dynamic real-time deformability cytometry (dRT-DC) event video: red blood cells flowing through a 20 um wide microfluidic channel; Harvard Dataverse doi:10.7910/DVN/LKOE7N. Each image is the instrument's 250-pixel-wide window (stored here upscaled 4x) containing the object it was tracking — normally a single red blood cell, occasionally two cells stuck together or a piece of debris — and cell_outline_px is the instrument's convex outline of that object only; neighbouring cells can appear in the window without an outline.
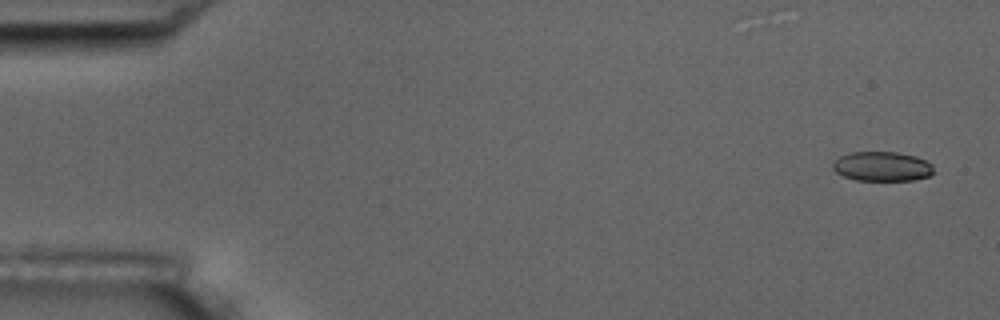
{"species": "common noctule bat (a hibernating species)", "species_latin": "Nyctalus noctula", "temperature_condition": "room temperature", "stored_images_in_passage": 6, "camera_frame_rate_fps": 3000, "um_per_image_px": 0.085, "animal": {"sex": "male", "body_mass_g": 17.5, "forearm_length_mm": 52.3}, "frame": {"image": 1, "passage_image": 1, "time_ms": 0.0, "image_size_px": [1000, 320], "cell_outline_px": [[936, 172], [932, 176], [912, 180], [856, 180], [844, 176], [836, 172], [832, 168], [832, 164], [840, 156], [852, 152], [896, 152], [916, 156], [932, 164]], "centroid_in_image_um": [75.02, 14.15], "position_along_channel_um": 10.0, "area_um2": 17.46}}
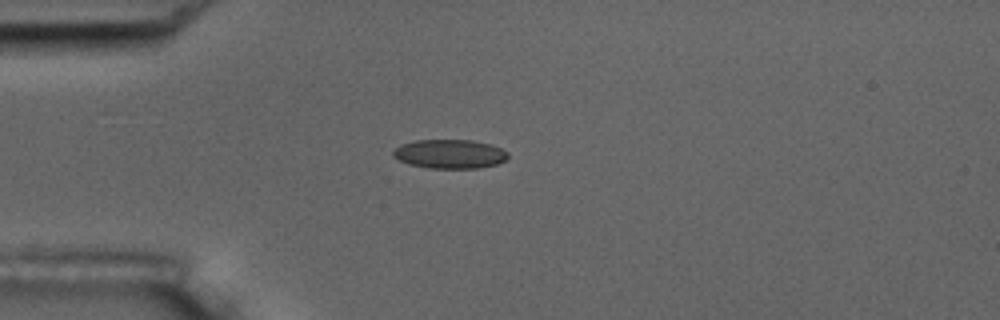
{"frame": {"image": 2, "passage_image": 4, "time_ms": 4.333, "image_size_px": [1000, 320], "cell_outline_px": [[508, 156], [504, 160], [496, 164], [480, 168], [432, 168], [408, 164], [392, 156], [392, 152], [400, 144], [416, 140], [472, 140], [488, 144], [500, 148], [508, 152]], "centroid_in_image_um": [38.2, 13.08], "position_along_channel_um": 46.8, "area_um2": 19.31}}
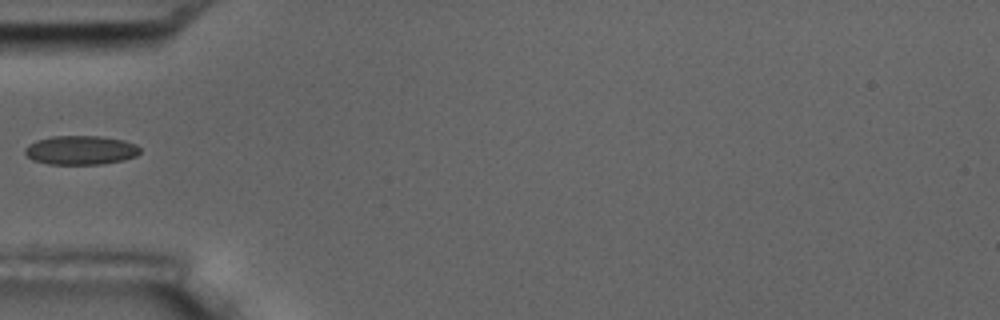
{"frame": {"image": 3, "passage_image": 5, "time_ms": 5.667, "image_size_px": [1000, 320], "cell_outline_px": [[140, 152], [136, 156], [124, 160], [100, 164], [48, 164], [32, 160], [24, 152], [24, 148], [28, 144], [36, 140], [52, 136], [100, 136], [124, 140], [136, 144], [140, 148]], "centroid_in_image_um": [6.85, 12.76], "position_along_channel_um": 78.2, "area_um2": 19.59}}